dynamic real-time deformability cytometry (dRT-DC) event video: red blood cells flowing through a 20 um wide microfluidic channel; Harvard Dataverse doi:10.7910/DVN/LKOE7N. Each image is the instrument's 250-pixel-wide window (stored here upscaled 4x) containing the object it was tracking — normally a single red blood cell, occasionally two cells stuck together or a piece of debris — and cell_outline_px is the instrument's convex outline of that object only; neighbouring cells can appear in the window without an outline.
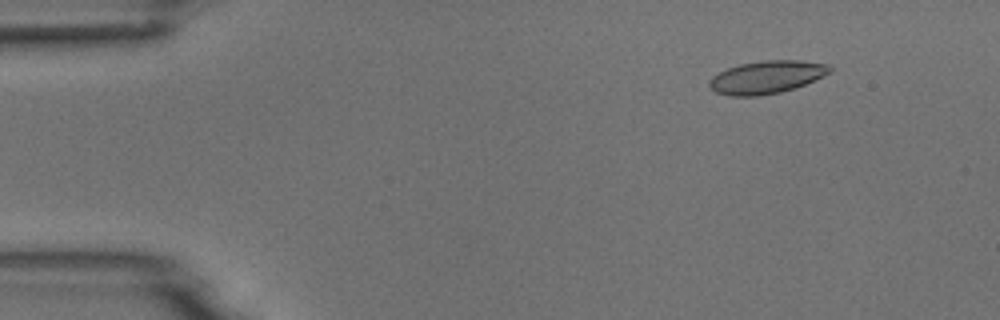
{"species": "common noctule bat (a hibernating species)", "species_latin": "Nyctalus noctula", "temperature_condition": "room temperature", "stored_images_in_passage": 7, "camera_frame_rate_fps": 3000, "um_per_image_px": 0.085, "animal": {"sex": "male", "body_mass_g": 18.8}, "frame": {"image": 1, "passage_image": 2, "time_ms": 1.333, "image_size_px": [1000, 320], "cell_outline_px": [[832, 72], [796, 88], [780, 92], [760, 96], [728, 96], [716, 92], [708, 84], [708, 80], [712, 76], [728, 68], [740, 64], [764, 60], [800, 60], [828, 64], [832, 68]], "centroid_in_image_um": [65.17, 6.56], "position_along_channel_um": 19.8, "area_um2": 23.12}}
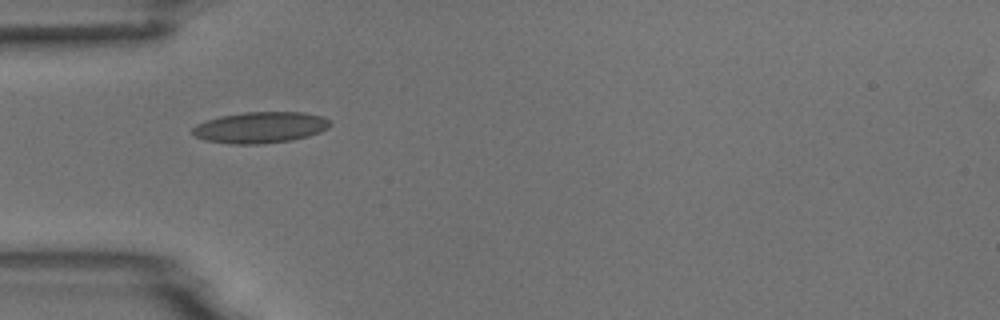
{"frame": {"image": 2, "passage_image": 5, "time_ms": 4.667, "image_size_px": [1000, 320], "cell_outline_px": [[332, 124], [328, 128], [320, 132], [308, 136], [292, 140], [264, 144], [232, 144], [204, 140], [196, 136], [192, 132], [192, 128], [196, 124], [220, 116], [244, 112], [304, 112], [320, 116], [328, 120]], "centroid_in_image_um": [22.13, 10.84], "position_along_channel_um": 62.9, "area_um2": 25.03}}